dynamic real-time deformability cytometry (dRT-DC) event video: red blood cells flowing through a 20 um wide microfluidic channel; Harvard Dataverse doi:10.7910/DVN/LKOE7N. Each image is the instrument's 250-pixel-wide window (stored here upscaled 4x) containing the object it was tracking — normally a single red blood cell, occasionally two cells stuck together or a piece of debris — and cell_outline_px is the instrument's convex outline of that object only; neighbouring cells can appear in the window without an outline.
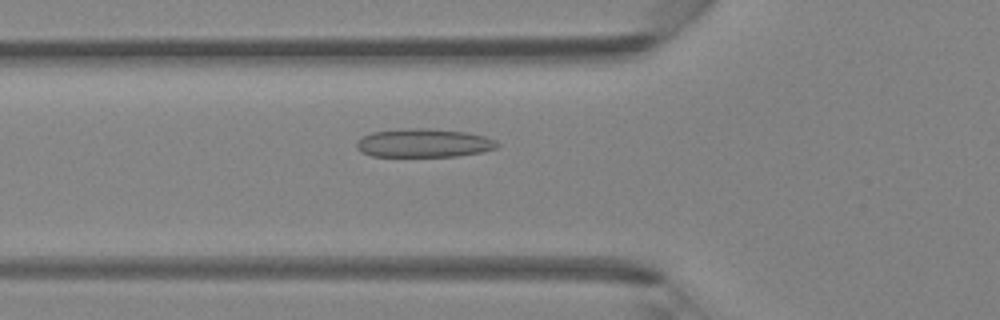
{"species": "Egyptian fruit bat (a non-hibernating species)", "species_latin": "Rousettus aegyptiacus", "temperature_condition": "room temperature", "stored_images_in_passage": 47, "camera_frame_rate_fps": 3000, "um_per_image_px": 0.085, "animal": {"sex": "female"}, "frame": {"image": 1, "passage_image": 17, "time_ms": 5.333, "image_size_px": [1000, 320], "cell_outline_px": [[500, 144], [496, 148], [480, 152], [456, 156], [372, 156], [360, 152], [356, 148], [356, 140], [372, 132], [412, 128], [428, 128], [468, 132], [484, 136], [496, 140]], "centroid_in_image_um": [36.01, 12.15], "position_along_channel_um": 89.8, "area_um2": 23.41}}
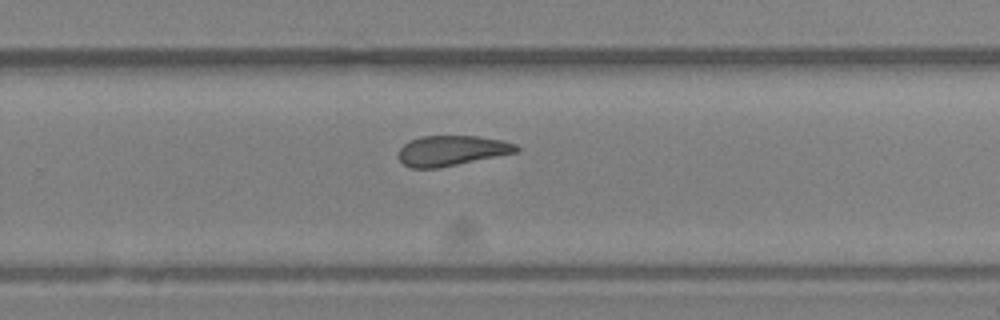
{"frame": {"image": 2, "passage_image": 31, "time_ms": 10.0, "image_size_px": [1000, 320], "cell_outline_px": [[520, 148], [516, 152], [436, 168], [408, 168], [396, 156], [400, 148], [408, 140], [420, 136], [476, 136], [500, 140], [516, 144]], "centroid_in_image_um": [38.31, 12.79], "position_along_channel_um": 291.5, "area_um2": 20.58}}
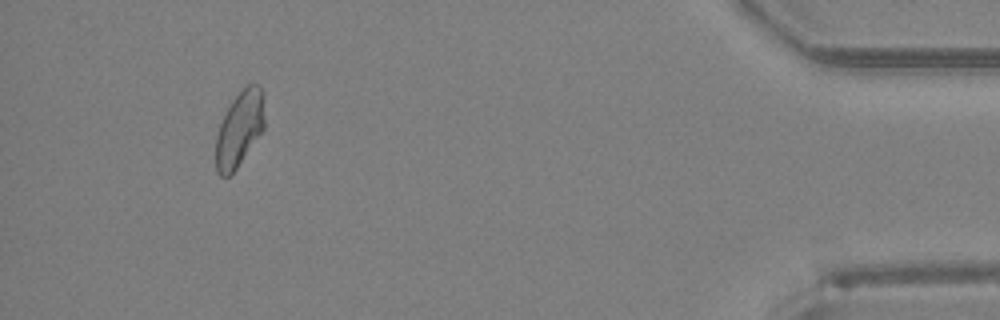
{"frame": {"image": 3, "passage_image": 44, "time_ms": 14.333, "image_size_px": [1000, 320], "cell_outline_px": [[264, 128], [236, 168], [228, 176], [220, 176], [216, 172], [216, 136], [220, 124], [232, 100], [252, 80], [264, 92]], "centroid_in_image_um": [20.37, 10.92], "position_along_channel_um": 414.8, "area_um2": 21.15}, "authors_computed_cell_mechanics": {"area_um2": 22.0218, "velocity_mm_per_s": 4.3395, "shape_relaxation_time_tau1_ms": null, "shape_relaxation_time_tau2_ms": 3.1362, "deformation_change_tau1": null, "deformation_change_tau2": 0.1145}}